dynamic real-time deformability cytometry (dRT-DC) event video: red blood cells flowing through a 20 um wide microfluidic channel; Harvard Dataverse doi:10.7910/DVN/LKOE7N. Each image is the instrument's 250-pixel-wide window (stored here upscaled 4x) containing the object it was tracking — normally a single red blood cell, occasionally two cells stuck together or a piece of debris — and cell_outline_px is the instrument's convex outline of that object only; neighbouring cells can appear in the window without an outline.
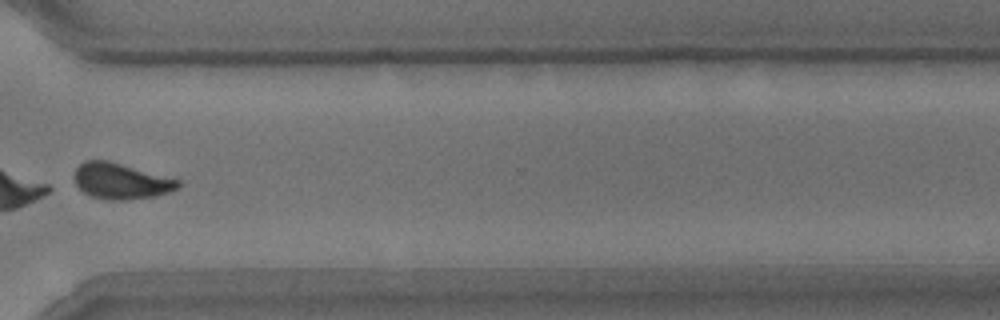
{"species": "common noctule bat (a hibernating species)", "species_latin": "Nyctalus noctula", "temperature_condition": "room temperature", "stored_images_in_passage": 12, "camera_frame_rate_fps": 3000, "um_per_image_px": 0.085, "animal": {"sex": "male", "body_mass_g": 15.6}, "frame": {"image": 1, "passage_image": 10, "time_ms": 10.667, "image_size_px": [1000, 320], "cell_outline_px": [[180, 188], [168, 192], [152, 196], [124, 200], [108, 200], [88, 196], [76, 184], [72, 176], [76, 168], [84, 160], [108, 160], [180, 180]], "centroid_in_image_um": [10.23, 15.39], "position_along_channel_um": 360.4, "area_um2": 21.73}, "authors_computed_cell_mechanics": {"area_um2": 21.8195, "velocity_mm_per_s": 3.692, "shape_relaxation_time_tau1_ms": 2.9607, "shape_relaxation_time_tau2_ms": 0.9301, "deformation_change_tau1": 0.1466, "deformation_change_tau2": 0.0728}}